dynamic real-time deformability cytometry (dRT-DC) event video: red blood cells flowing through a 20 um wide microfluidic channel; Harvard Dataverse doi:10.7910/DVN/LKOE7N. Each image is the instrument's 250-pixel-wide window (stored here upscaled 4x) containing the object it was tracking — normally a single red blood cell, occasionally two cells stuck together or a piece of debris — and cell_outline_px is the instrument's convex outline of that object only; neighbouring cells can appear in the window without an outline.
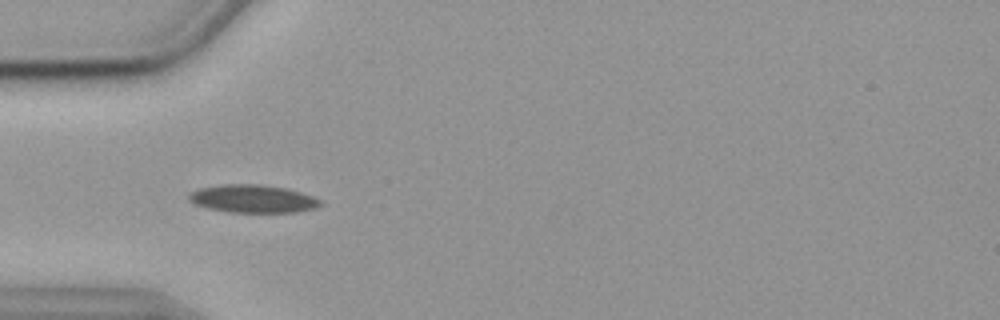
{"species": "common noctule bat (a hibernating species)", "species_latin": "Nyctalus noctula", "temperature_condition": "cold", "stored_images_in_passage": 28, "camera_frame_rate_fps": 3000, "um_per_image_px": 0.085, "animal": {"sex": "female", "body_mass_g": 19.9}, "frame": {"image": 1, "passage_image": 5, "time_ms": 1.333, "image_size_px": [1000, 320], "cell_outline_px": [[324, 204], [312, 208], [296, 212], [228, 212], [208, 208], [196, 204], [188, 200], [188, 196], [192, 192], [200, 188], [224, 184], [260, 184], [288, 188], [312, 196], [320, 200]], "centroid_in_image_um": [21.5, 16.89], "position_along_channel_um": 63.5, "area_um2": 21.27}}
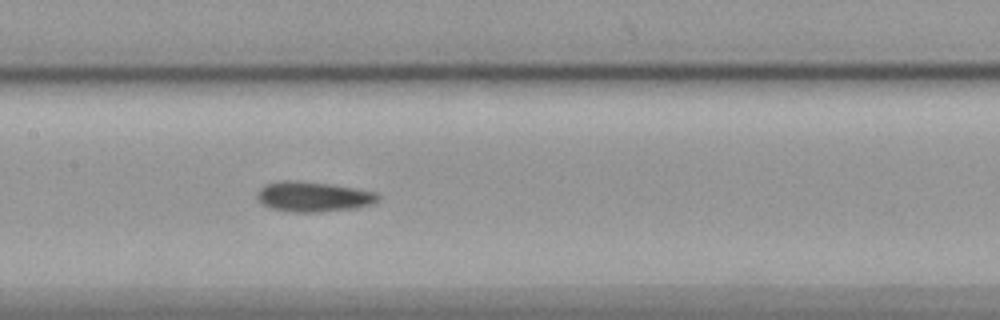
{"frame": {"image": 2, "passage_image": 15, "time_ms": 4.667, "image_size_px": [1000, 320], "cell_outline_px": [[380, 196], [372, 204], [356, 208], [320, 212], [288, 212], [272, 208], [260, 204], [256, 196], [256, 192], [264, 184], [280, 180], [300, 180], [332, 184], [376, 192]], "centroid_in_image_um": [26.57, 16.71], "position_along_channel_um": 180.8, "area_um2": 21.56}}
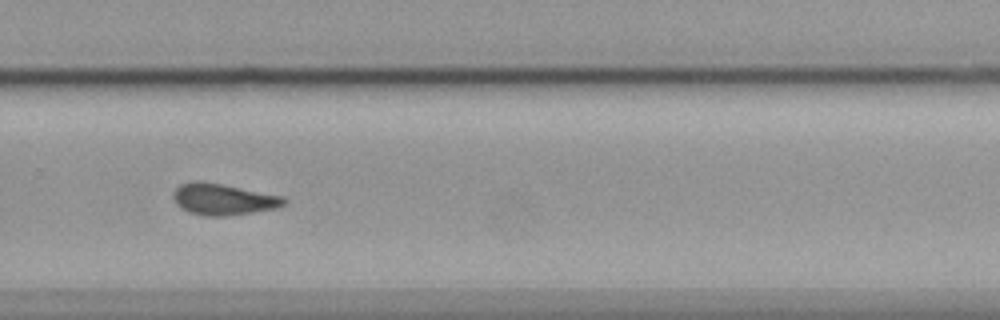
{"frame": {"image": 3, "passage_image": 26, "time_ms": 8.333, "image_size_px": [1000, 320], "cell_outline_px": [[288, 200], [284, 204], [276, 208], [252, 212], [224, 216], [204, 216], [188, 212], [180, 208], [176, 204], [172, 196], [176, 188], [180, 184], [192, 180], [200, 180], [224, 184], [284, 196]], "centroid_in_image_um": [18.95, 16.92], "position_along_channel_um": 310.9, "area_um2": 20.52}}